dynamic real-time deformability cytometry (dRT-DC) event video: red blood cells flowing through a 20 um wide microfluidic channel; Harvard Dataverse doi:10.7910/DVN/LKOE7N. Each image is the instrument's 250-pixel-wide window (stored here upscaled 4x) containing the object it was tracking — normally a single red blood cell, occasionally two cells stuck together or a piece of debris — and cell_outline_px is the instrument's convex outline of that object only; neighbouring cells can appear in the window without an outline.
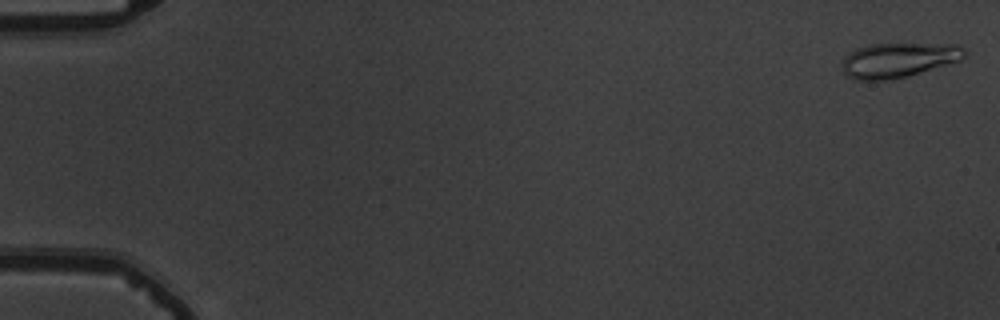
{"species": "common noctule bat (a hibernating species)", "species_latin": "Nyctalus noctula", "temperature_condition": "warm", "stored_images_in_passage": 55, "camera_frame_rate_fps": 3000, "um_per_image_px": 0.085, "animal": {"sex": "male", "body_mass_g": 19.5, "forearm_length_mm": 54.6}, "frame": {"image": 1, "passage_image": 1, "time_ms": 0.0, "image_size_px": [1000, 320], "cell_outline_px": [[968, 52], [960, 60], [908, 76], [884, 80], [856, 80], [848, 76], [844, 72], [840, 64], [844, 56], [848, 52], [856, 48], [868, 44], [956, 44], [964, 48]], "centroid_in_image_um": [76.32, 5.09], "position_along_channel_um": 8.7, "area_um2": 24.85}}
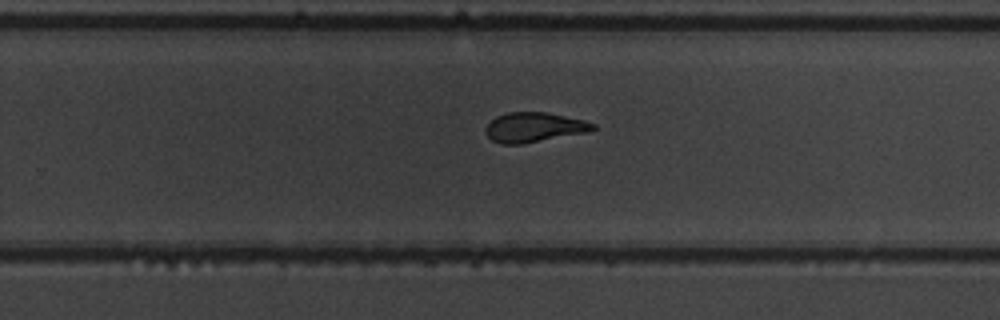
{"frame": {"image": 2, "passage_image": 36, "time_ms": 11.667, "image_size_px": [1000, 320], "cell_outline_px": [[596, 128], [588, 132], [520, 144], [500, 144], [492, 140], [488, 136], [484, 128], [496, 116], [508, 112], [548, 112], [584, 120], [596, 124]], "centroid_in_image_um": [45.4, 10.81], "position_along_channel_um": 284.4, "area_um2": 18.55}}
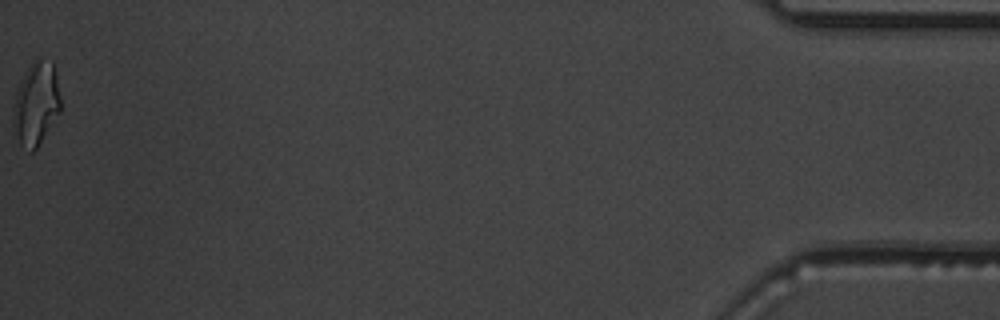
{"frame": {"image": 3, "passage_image": 55, "time_ms": 18.0, "image_size_px": [1000, 320], "cell_outline_px": [[60, 112], [36, 148], [32, 152], [20, 144], [12, 128], [12, 116], [16, 92], [20, 80], [36, 56], [40, 56], [52, 60], [56, 72], [60, 96]], "centroid_in_image_um": [3.06, 8.76], "position_along_channel_um": 432.1, "area_um2": 23.24}, "authors_computed_cell_mechanics": {"area_um2": 20.0566, "velocity_mm_per_s": 3.7592, "shape_relaxation_time_tau1_ms": 5.0707, "shape_relaxation_time_tau2_ms": 2.4613, "deformation_change_tau1": 0.2079, "deformation_change_tau2": 0.0859}}